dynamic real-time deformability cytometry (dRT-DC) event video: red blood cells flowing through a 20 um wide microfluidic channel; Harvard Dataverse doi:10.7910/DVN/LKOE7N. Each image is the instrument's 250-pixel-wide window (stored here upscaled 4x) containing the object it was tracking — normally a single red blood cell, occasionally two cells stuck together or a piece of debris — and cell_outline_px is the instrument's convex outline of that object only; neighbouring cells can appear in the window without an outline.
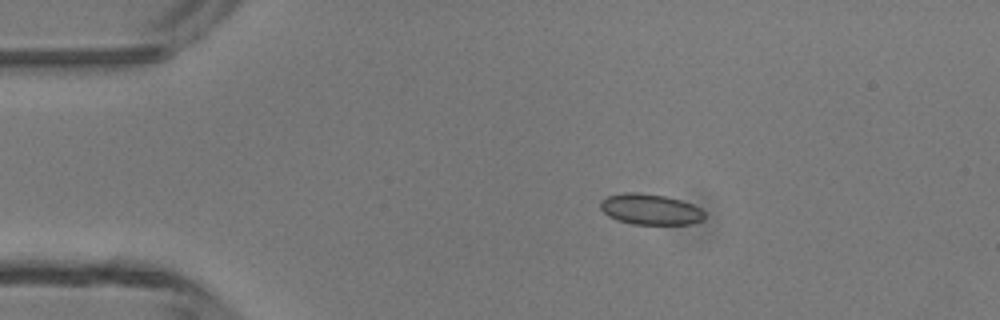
{"species": "common noctule bat (a hibernating species)", "species_latin": "Nyctalus noctula", "temperature_condition": "room temperature", "stored_images_in_passage": 4, "camera_frame_rate_fps": 3000, "um_per_image_px": 0.085, "animal": {"sex": "male", "body_mass_g": 13.3}, "frame": {"image": 1, "passage_image": 2, "time_ms": 2.333, "image_size_px": [1000, 320], "cell_outline_px": [[704, 220], [692, 224], [632, 224], [608, 216], [600, 208], [600, 200], [608, 196], [624, 192], [636, 192], [664, 196], [680, 200], [692, 204], [700, 208], [704, 212]], "centroid_in_image_um": [55.28, 17.79], "position_along_channel_um": 29.7, "area_um2": 18.61}}
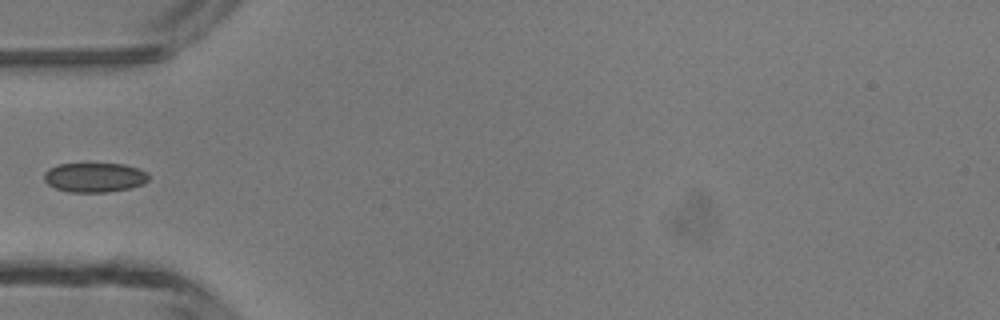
{"frame": {"image": 2, "passage_image": 4, "time_ms": 4.667, "image_size_px": [1000, 320], "cell_outline_px": [[148, 180], [144, 184], [132, 188], [108, 192], [68, 192], [56, 188], [48, 184], [44, 180], [44, 172], [48, 168], [56, 164], [124, 164], [148, 172]], "centroid_in_image_um": [8.03, 15.08], "position_along_channel_um": 77.0, "area_um2": 18.09}}